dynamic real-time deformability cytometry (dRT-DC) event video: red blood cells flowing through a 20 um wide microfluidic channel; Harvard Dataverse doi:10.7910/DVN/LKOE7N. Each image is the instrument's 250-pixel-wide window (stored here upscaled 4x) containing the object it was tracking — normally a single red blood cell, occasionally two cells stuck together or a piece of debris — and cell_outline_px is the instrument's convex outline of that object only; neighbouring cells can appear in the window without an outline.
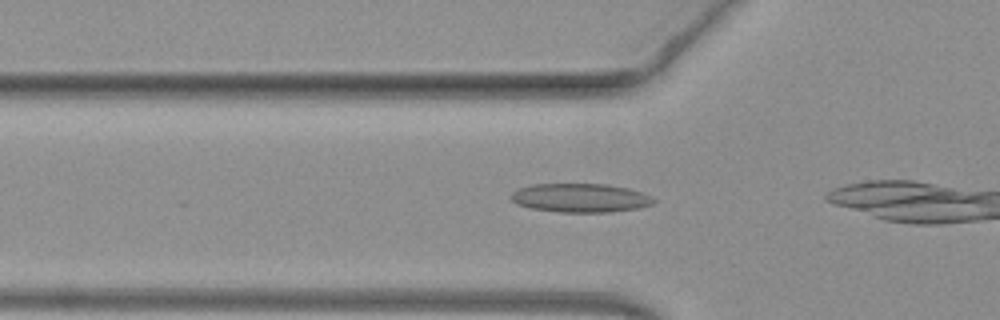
{"species": "common noctule bat (a hibernating species)", "species_latin": "Nyctalus noctula", "temperature_condition": "warm", "stored_images_in_passage": 8, "camera_frame_rate_fps": 3000, "um_per_image_px": 0.085, "animal": {"sex": "female", "body_mass_g": 19.3, "forearm_length_mm": 54.1}, "frame": {"image": 1, "passage_image": 3, "time_ms": 0.667, "image_size_px": [1000, 320], "cell_outline_px": [[656, 200], [652, 204], [640, 208], [608, 212], [560, 212], [532, 208], [516, 204], [508, 196], [512, 192], [520, 188], [532, 184], [608, 184], [628, 188], [652, 196]], "centroid_in_image_um": [49.33, 16.82], "position_along_channel_um": 76.5, "area_um2": 23.99}}
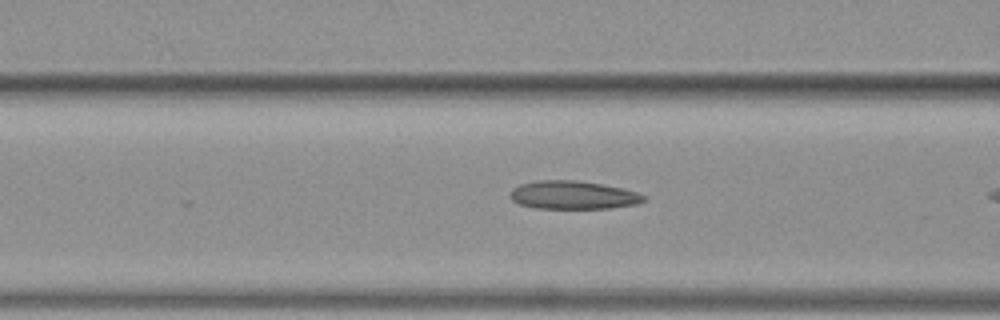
{"frame": {"image": 2, "passage_image": 6, "time_ms": 1.667, "image_size_px": [1000, 320], "cell_outline_px": [[648, 200], [636, 204], [612, 208], [536, 208], [520, 204], [512, 200], [508, 196], [508, 192], [512, 188], [520, 184], [536, 180], [576, 180], [624, 188], [648, 196]], "centroid_in_image_um": [48.71, 16.57], "position_along_channel_um": 117.9, "area_um2": 22.25}}